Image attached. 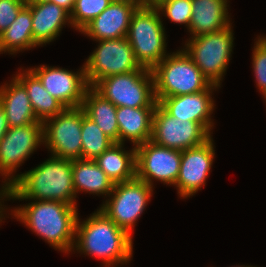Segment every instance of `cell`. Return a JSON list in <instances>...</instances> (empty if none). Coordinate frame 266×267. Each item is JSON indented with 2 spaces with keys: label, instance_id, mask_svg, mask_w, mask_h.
Instances as JSON below:
<instances>
[{
  "label": "cell",
  "instance_id": "cell-1",
  "mask_svg": "<svg viewBox=\"0 0 266 267\" xmlns=\"http://www.w3.org/2000/svg\"><path fill=\"white\" fill-rule=\"evenodd\" d=\"M78 208L58 200H32L11 212L18 221L35 232L54 249L72 253Z\"/></svg>",
  "mask_w": 266,
  "mask_h": 267
},
{
  "label": "cell",
  "instance_id": "cell-2",
  "mask_svg": "<svg viewBox=\"0 0 266 267\" xmlns=\"http://www.w3.org/2000/svg\"><path fill=\"white\" fill-rule=\"evenodd\" d=\"M77 219L74 250L101 259L105 267L129 263L133 241L125 230L119 228L101 210L86 220Z\"/></svg>",
  "mask_w": 266,
  "mask_h": 267
},
{
  "label": "cell",
  "instance_id": "cell-3",
  "mask_svg": "<svg viewBox=\"0 0 266 267\" xmlns=\"http://www.w3.org/2000/svg\"><path fill=\"white\" fill-rule=\"evenodd\" d=\"M50 157L37 167L15 175L8 200H58L77 206L72 160Z\"/></svg>",
  "mask_w": 266,
  "mask_h": 267
},
{
  "label": "cell",
  "instance_id": "cell-4",
  "mask_svg": "<svg viewBox=\"0 0 266 267\" xmlns=\"http://www.w3.org/2000/svg\"><path fill=\"white\" fill-rule=\"evenodd\" d=\"M169 54L151 70L157 102L166 97L198 93L212 85L183 49Z\"/></svg>",
  "mask_w": 266,
  "mask_h": 267
},
{
  "label": "cell",
  "instance_id": "cell-5",
  "mask_svg": "<svg viewBox=\"0 0 266 267\" xmlns=\"http://www.w3.org/2000/svg\"><path fill=\"white\" fill-rule=\"evenodd\" d=\"M161 16L157 8L146 5L137 7L132 14L127 34L136 61L141 67L150 70L168 55Z\"/></svg>",
  "mask_w": 266,
  "mask_h": 267
},
{
  "label": "cell",
  "instance_id": "cell-6",
  "mask_svg": "<svg viewBox=\"0 0 266 267\" xmlns=\"http://www.w3.org/2000/svg\"><path fill=\"white\" fill-rule=\"evenodd\" d=\"M233 35L231 24L221 31L189 38L183 48L208 81L219 87L231 60Z\"/></svg>",
  "mask_w": 266,
  "mask_h": 267
},
{
  "label": "cell",
  "instance_id": "cell-7",
  "mask_svg": "<svg viewBox=\"0 0 266 267\" xmlns=\"http://www.w3.org/2000/svg\"><path fill=\"white\" fill-rule=\"evenodd\" d=\"M93 88L116 107H156L158 104L152 71L144 67L103 78Z\"/></svg>",
  "mask_w": 266,
  "mask_h": 267
},
{
  "label": "cell",
  "instance_id": "cell-8",
  "mask_svg": "<svg viewBox=\"0 0 266 267\" xmlns=\"http://www.w3.org/2000/svg\"><path fill=\"white\" fill-rule=\"evenodd\" d=\"M152 194L153 187L135 177L132 180L114 184L108 196L109 199L103 202L99 210L132 236V230Z\"/></svg>",
  "mask_w": 266,
  "mask_h": 267
},
{
  "label": "cell",
  "instance_id": "cell-9",
  "mask_svg": "<svg viewBox=\"0 0 266 267\" xmlns=\"http://www.w3.org/2000/svg\"><path fill=\"white\" fill-rule=\"evenodd\" d=\"M98 47L84 63L86 80L93 87L99 80L141 68L127 37L97 41Z\"/></svg>",
  "mask_w": 266,
  "mask_h": 267
},
{
  "label": "cell",
  "instance_id": "cell-10",
  "mask_svg": "<svg viewBox=\"0 0 266 267\" xmlns=\"http://www.w3.org/2000/svg\"><path fill=\"white\" fill-rule=\"evenodd\" d=\"M82 108H66L43 122L44 145L51 156L81 159Z\"/></svg>",
  "mask_w": 266,
  "mask_h": 267
},
{
  "label": "cell",
  "instance_id": "cell-11",
  "mask_svg": "<svg viewBox=\"0 0 266 267\" xmlns=\"http://www.w3.org/2000/svg\"><path fill=\"white\" fill-rule=\"evenodd\" d=\"M41 144H44L42 121L8 129L0 141V174L4 176V184L11 187L15 183L14 172Z\"/></svg>",
  "mask_w": 266,
  "mask_h": 267
},
{
  "label": "cell",
  "instance_id": "cell-12",
  "mask_svg": "<svg viewBox=\"0 0 266 267\" xmlns=\"http://www.w3.org/2000/svg\"><path fill=\"white\" fill-rule=\"evenodd\" d=\"M211 137L201 124L175 118L157 104L153 113L151 137L155 144L183 151L202 145Z\"/></svg>",
  "mask_w": 266,
  "mask_h": 267
},
{
  "label": "cell",
  "instance_id": "cell-13",
  "mask_svg": "<svg viewBox=\"0 0 266 267\" xmlns=\"http://www.w3.org/2000/svg\"><path fill=\"white\" fill-rule=\"evenodd\" d=\"M136 148V177L153 187L154 179L175 186L182 151L155 144L149 140Z\"/></svg>",
  "mask_w": 266,
  "mask_h": 267
},
{
  "label": "cell",
  "instance_id": "cell-14",
  "mask_svg": "<svg viewBox=\"0 0 266 267\" xmlns=\"http://www.w3.org/2000/svg\"><path fill=\"white\" fill-rule=\"evenodd\" d=\"M29 69L39 78L46 91L66 108L81 107L89 88L84 65L76 72L44 64Z\"/></svg>",
  "mask_w": 266,
  "mask_h": 267
},
{
  "label": "cell",
  "instance_id": "cell-15",
  "mask_svg": "<svg viewBox=\"0 0 266 267\" xmlns=\"http://www.w3.org/2000/svg\"><path fill=\"white\" fill-rule=\"evenodd\" d=\"M213 142L211 137L202 145L182 151L179 175L175 183L179 197L184 199L194 196L205 186L215 157Z\"/></svg>",
  "mask_w": 266,
  "mask_h": 267
},
{
  "label": "cell",
  "instance_id": "cell-16",
  "mask_svg": "<svg viewBox=\"0 0 266 267\" xmlns=\"http://www.w3.org/2000/svg\"><path fill=\"white\" fill-rule=\"evenodd\" d=\"M219 86L212 84L208 89L187 95L162 98L158 104L171 116L197 122L210 134L214 123L211 115L214 111L213 90Z\"/></svg>",
  "mask_w": 266,
  "mask_h": 267
},
{
  "label": "cell",
  "instance_id": "cell-17",
  "mask_svg": "<svg viewBox=\"0 0 266 267\" xmlns=\"http://www.w3.org/2000/svg\"><path fill=\"white\" fill-rule=\"evenodd\" d=\"M136 9L135 4L112 1L80 32L95 41L127 37L130 20Z\"/></svg>",
  "mask_w": 266,
  "mask_h": 267
},
{
  "label": "cell",
  "instance_id": "cell-18",
  "mask_svg": "<svg viewBox=\"0 0 266 267\" xmlns=\"http://www.w3.org/2000/svg\"><path fill=\"white\" fill-rule=\"evenodd\" d=\"M26 6L31 10L32 35L39 46L54 41L63 26L71 25L70 14L54 3H27Z\"/></svg>",
  "mask_w": 266,
  "mask_h": 267
},
{
  "label": "cell",
  "instance_id": "cell-19",
  "mask_svg": "<svg viewBox=\"0 0 266 267\" xmlns=\"http://www.w3.org/2000/svg\"><path fill=\"white\" fill-rule=\"evenodd\" d=\"M191 37L221 31L232 23L228 15V0H191Z\"/></svg>",
  "mask_w": 266,
  "mask_h": 267
},
{
  "label": "cell",
  "instance_id": "cell-20",
  "mask_svg": "<svg viewBox=\"0 0 266 267\" xmlns=\"http://www.w3.org/2000/svg\"><path fill=\"white\" fill-rule=\"evenodd\" d=\"M156 107H117L119 143L129 140L136 147L152 137L153 113Z\"/></svg>",
  "mask_w": 266,
  "mask_h": 267
},
{
  "label": "cell",
  "instance_id": "cell-21",
  "mask_svg": "<svg viewBox=\"0 0 266 267\" xmlns=\"http://www.w3.org/2000/svg\"><path fill=\"white\" fill-rule=\"evenodd\" d=\"M0 105L9 127H22L40 122L34 113L25 87L13 77L10 84L0 86Z\"/></svg>",
  "mask_w": 266,
  "mask_h": 267
},
{
  "label": "cell",
  "instance_id": "cell-22",
  "mask_svg": "<svg viewBox=\"0 0 266 267\" xmlns=\"http://www.w3.org/2000/svg\"><path fill=\"white\" fill-rule=\"evenodd\" d=\"M123 146V143H114L94 159L114 184L136 177V148L125 150Z\"/></svg>",
  "mask_w": 266,
  "mask_h": 267
},
{
  "label": "cell",
  "instance_id": "cell-23",
  "mask_svg": "<svg viewBox=\"0 0 266 267\" xmlns=\"http://www.w3.org/2000/svg\"><path fill=\"white\" fill-rule=\"evenodd\" d=\"M72 173L76 197L80 192L109 196L114 188L112 180L107 177L95 160H72Z\"/></svg>",
  "mask_w": 266,
  "mask_h": 267
},
{
  "label": "cell",
  "instance_id": "cell-24",
  "mask_svg": "<svg viewBox=\"0 0 266 267\" xmlns=\"http://www.w3.org/2000/svg\"><path fill=\"white\" fill-rule=\"evenodd\" d=\"M81 108L85 115L114 143H119V129L116 118L117 107L100 95L93 87L86 90Z\"/></svg>",
  "mask_w": 266,
  "mask_h": 267
},
{
  "label": "cell",
  "instance_id": "cell-25",
  "mask_svg": "<svg viewBox=\"0 0 266 267\" xmlns=\"http://www.w3.org/2000/svg\"><path fill=\"white\" fill-rule=\"evenodd\" d=\"M23 71L14 77L27 90L35 116L39 121L44 122L66 109L61 102L46 91L39 78L30 69Z\"/></svg>",
  "mask_w": 266,
  "mask_h": 267
},
{
  "label": "cell",
  "instance_id": "cell-26",
  "mask_svg": "<svg viewBox=\"0 0 266 267\" xmlns=\"http://www.w3.org/2000/svg\"><path fill=\"white\" fill-rule=\"evenodd\" d=\"M39 46L32 35V14L25 6L12 24L1 33L0 53L15 54Z\"/></svg>",
  "mask_w": 266,
  "mask_h": 267
},
{
  "label": "cell",
  "instance_id": "cell-27",
  "mask_svg": "<svg viewBox=\"0 0 266 267\" xmlns=\"http://www.w3.org/2000/svg\"><path fill=\"white\" fill-rule=\"evenodd\" d=\"M81 159H96L114 142L108 138L98 125L85 115L82 109Z\"/></svg>",
  "mask_w": 266,
  "mask_h": 267
},
{
  "label": "cell",
  "instance_id": "cell-28",
  "mask_svg": "<svg viewBox=\"0 0 266 267\" xmlns=\"http://www.w3.org/2000/svg\"><path fill=\"white\" fill-rule=\"evenodd\" d=\"M111 0H75L70 13L71 27L79 32L111 3Z\"/></svg>",
  "mask_w": 266,
  "mask_h": 267
},
{
  "label": "cell",
  "instance_id": "cell-29",
  "mask_svg": "<svg viewBox=\"0 0 266 267\" xmlns=\"http://www.w3.org/2000/svg\"><path fill=\"white\" fill-rule=\"evenodd\" d=\"M191 9V0H169L157 7L159 14H163L174 23L184 24L187 28L192 17Z\"/></svg>",
  "mask_w": 266,
  "mask_h": 267
},
{
  "label": "cell",
  "instance_id": "cell-30",
  "mask_svg": "<svg viewBox=\"0 0 266 267\" xmlns=\"http://www.w3.org/2000/svg\"><path fill=\"white\" fill-rule=\"evenodd\" d=\"M252 50V66L255 82L263 98L266 97V42L259 36Z\"/></svg>",
  "mask_w": 266,
  "mask_h": 267
},
{
  "label": "cell",
  "instance_id": "cell-31",
  "mask_svg": "<svg viewBox=\"0 0 266 267\" xmlns=\"http://www.w3.org/2000/svg\"><path fill=\"white\" fill-rule=\"evenodd\" d=\"M26 4L25 0H0V33L12 24Z\"/></svg>",
  "mask_w": 266,
  "mask_h": 267
},
{
  "label": "cell",
  "instance_id": "cell-32",
  "mask_svg": "<svg viewBox=\"0 0 266 267\" xmlns=\"http://www.w3.org/2000/svg\"><path fill=\"white\" fill-rule=\"evenodd\" d=\"M26 3H45V2H51L59 7H62L65 9L69 14L72 12L74 8L75 0H25Z\"/></svg>",
  "mask_w": 266,
  "mask_h": 267
},
{
  "label": "cell",
  "instance_id": "cell-33",
  "mask_svg": "<svg viewBox=\"0 0 266 267\" xmlns=\"http://www.w3.org/2000/svg\"><path fill=\"white\" fill-rule=\"evenodd\" d=\"M1 188L2 189H0V222H2L3 219H5L4 214H6V213H4V212H6L5 209H7L4 207V205H2L1 202L2 201L4 202L5 198H6V201L9 198V187L6 184H3Z\"/></svg>",
  "mask_w": 266,
  "mask_h": 267
},
{
  "label": "cell",
  "instance_id": "cell-34",
  "mask_svg": "<svg viewBox=\"0 0 266 267\" xmlns=\"http://www.w3.org/2000/svg\"><path fill=\"white\" fill-rule=\"evenodd\" d=\"M9 128L5 111L0 105V141L3 139Z\"/></svg>",
  "mask_w": 266,
  "mask_h": 267
},
{
  "label": "cell",
  "instance_id": "cell-35",
  "mask_svg": "<svg viewBox=\"0 0 266 267\" xmlns=\"http://www.w3.org/2000/svg\"><path fill=\"white\" fill-rule=\"evenodd\" d=\"M169 0H144V3L148 7L157 8L159 5Z\"/></svg>",
  "mask_w": 266,
  "mask_h": 267
},
{
  "label": "cell",
  "instance_id": "cell-36",
  "mask_svg": "<svg viewBox=\"0 0 266 267\" xmlns=\"http://www.w3.org/2000/svg\"><path fill=\"white\" fill-rule=\"evenodd\" d=\"M111 1H116V2H127L131 4H135L137 7H141L145 5L144 0H111Z\"/></svg>",
  "mask_w": 266,
  "mask_h": 267
},
{
  "label": "cell",
  "instance_id": "cell-37",
  "mask_svg": "<svg viewBox=\"0 0 266 267\" xmlns=\"http://www.w3.org/2000/svg\"><path fill=\"white\" fill-rule=\"evenodd\" d=\"M231 267H233V266H231ZM234 267H255V266H251V265H250V266H247V265H246V266H245V265H241V266H234Z\"/></svg>",
  "mask_w": 266,
  "mask_h": 267
},
{
  "label": "cell",
  "instance_id": "cell-38",
  "mask_svg": "<svg viewBox=\"0 0 266 267\" xmlns=\"http://www.w3.org/2000/svg\"><path fill=\"white\" fill-rule=\"evenodd\" d=\"M261 38L266 42V36H262Z\"/></svg>",
  "mask_w": 266,
  "mask_h": 267
}]
</instances>
